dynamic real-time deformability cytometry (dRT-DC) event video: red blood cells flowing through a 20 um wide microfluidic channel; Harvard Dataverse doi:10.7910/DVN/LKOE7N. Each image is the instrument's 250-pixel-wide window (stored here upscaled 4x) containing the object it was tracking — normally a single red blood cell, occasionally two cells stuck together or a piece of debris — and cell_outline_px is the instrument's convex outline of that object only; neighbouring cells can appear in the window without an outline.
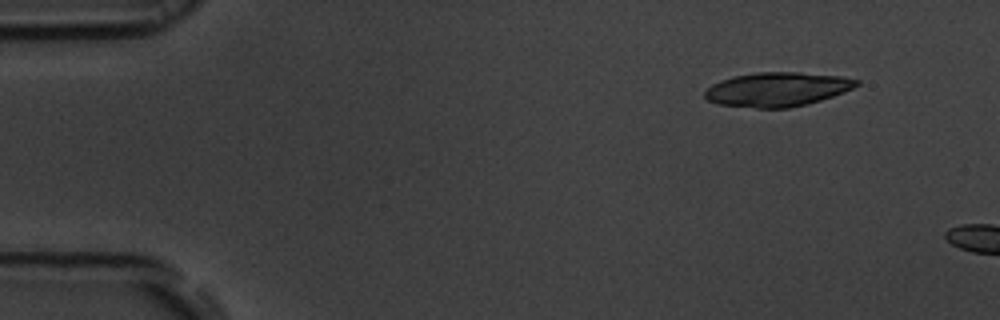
{"species": "common noctule bat (a hibernating species)", "species_latin": "Nyctalus noctula", "temperature_condition": "room temperature", "stored_images_in_passage": 5, "camera_frame_rate_fps": 3000, "um_per_image_px": 0.085, "animal": {"sex": "male", "body_mass_g": 19.5, "forearm_length_mm": 54.6}, "frame": {"image": 1, "passage_image": 1, "time_ms": 0.0, "image_size_px": [1000, 320], "cell_outline_px": [[860, 84], [844, 92], [808, 104], [788, 108], [756, 108], [716, 104], [708, 100], [704, 96], [704, 92], [712, 84], [720, 80], [732, 76], [756, 72], [800, 72], [840, 76], [860, 80]], "centroid_in_image_um": [66.05, 7.59], "position_along_channel_um": 19.0, "area_um2": 30.35}}